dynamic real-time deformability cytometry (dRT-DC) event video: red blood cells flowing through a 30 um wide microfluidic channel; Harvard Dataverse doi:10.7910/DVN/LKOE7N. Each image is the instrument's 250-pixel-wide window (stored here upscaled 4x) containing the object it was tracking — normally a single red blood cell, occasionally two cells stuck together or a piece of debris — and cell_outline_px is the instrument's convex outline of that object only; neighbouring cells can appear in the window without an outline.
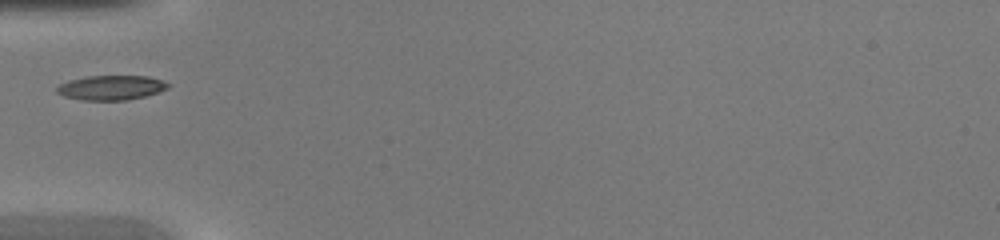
{"species": "common noctule bat (a hibernating species)", "species_latin": "Nyctalus noctula", "temperature_condition": "warm", "stored_images_in_passage": 31, "camera_frame_rate_fps": 3000, "um_per_image_px": 0.085, "animal": {"sex": "female", "body_mass_g": 20.0, "forearm_length_mm": 54.0}, "frame": {"image": 1, "passage_image": 1, "time_ms": 0.0, "image_size_px": [1000, 240], "cell_outline_px": [[172, 84], [168, 88], [160, 92], [128, 100], [80, 100], [64, 96], [56, 92], [56, 88], [60, 84], [68, 80], [88, 76], [148, 76], [164, 80]], "centroid_in_image_um": [9.48, 7.45], "position_along_channel_um": 75.5, "area_um2": 16.13}}
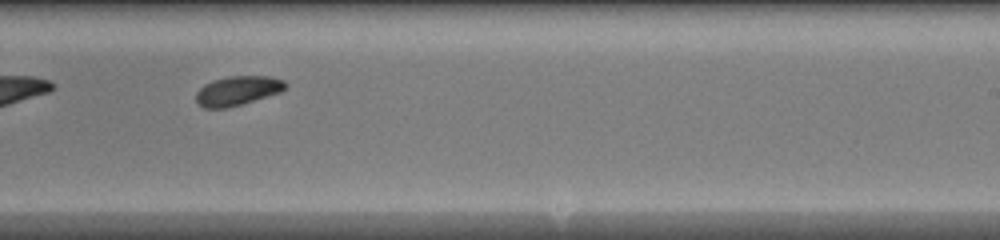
{"frame": {"image": 2, "passage_image": 14, "time_ms": 4.333, "image_size_px": [1000, 240], "cell_outline_px": [[288, 84], [280, 92], [228, 108], [204, 108], [196, 104], [196, 92], [204, 84], [212, 80], [228, 76], [268, 76], [284, 80]], "centroid_in_image_um": [20.15, 7.71], "position_along_channel_um": 268.8, "area_um2": 15.32}}
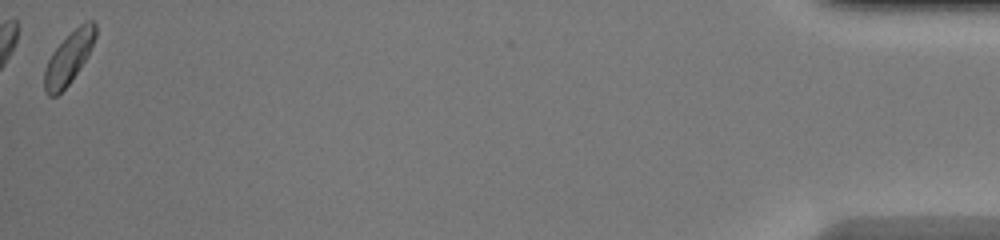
{"frame": {"image": 3, "passage_image": 31, "time_ms": 10.0, "image_size_px": [1000, 240], "cell_outline_px": [[96, 36], [88, 56], [72, 80], [56, 96], [48, 96], [44, 92], [44, 68], [52, 52], [80, 24], [88, 20], [92, 20], [96, 24]], "centroid_in_image_um": [5.84, 4.94], "position_along_channel_um": 429.4, "area_um2": 15.32}}